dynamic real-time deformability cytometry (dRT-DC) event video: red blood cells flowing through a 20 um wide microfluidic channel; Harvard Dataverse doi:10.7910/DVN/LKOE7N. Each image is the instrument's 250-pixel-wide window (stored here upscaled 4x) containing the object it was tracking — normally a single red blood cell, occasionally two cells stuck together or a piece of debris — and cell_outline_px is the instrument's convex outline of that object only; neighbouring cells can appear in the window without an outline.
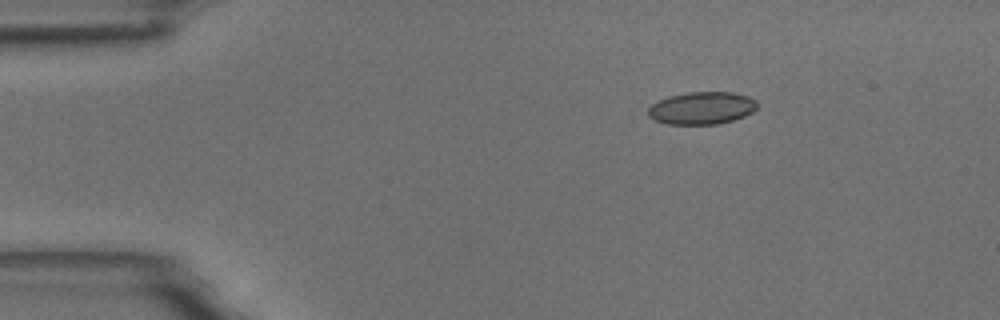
{"species": "common noctule bat (a hibernating species)", "species_latin": "Nyctalus noctula", "temperature_condition": "room temperature", "stored_images_in_passage": 2, "camera_frame_rate_fps": 3000, "um_per_image_px": 0.085, "animal": {"sex": "male", "body_mass_g": 18.8}, "frame": {"image": 1, "passage_image": 1, "time_ms": 0.0, "image_size_px": [1000, 320], "cell_outline_px": [[756, 108], [752, 112], [744, 116], [732, 120], [716, 124], [668, 124], [656, 120], [648, 116], [648, 108], [652, 104], [668, 96], [688, 92], [732, 92], [748, 96], [756, 100]], "centroid_in_image_um": [59.65, 9.18], "position_along_channel_um": 25.4, "area_um2": 20.52}}